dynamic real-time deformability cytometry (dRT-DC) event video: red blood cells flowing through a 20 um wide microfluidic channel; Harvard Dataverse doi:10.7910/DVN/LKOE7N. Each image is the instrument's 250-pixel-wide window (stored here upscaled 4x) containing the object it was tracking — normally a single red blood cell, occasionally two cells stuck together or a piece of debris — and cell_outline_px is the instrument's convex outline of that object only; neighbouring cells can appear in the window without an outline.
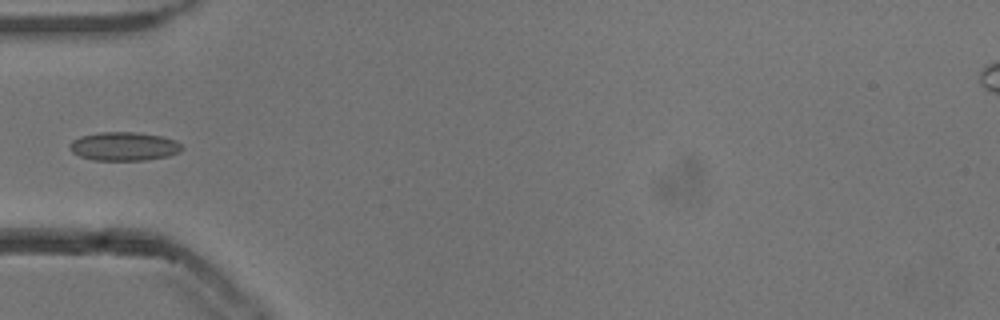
{"species": "common noctule bat (a hibernating species)", "species_latin": "Nyctalus noctula", "temperature_condition": "cold", "stored_images_in_passage": 1, "camera_frame_rate_fps": 3000, "um_per_image_px": 0.085, "animal": {"sex": "male", "body_mass_g": 13.3}, "frame": {"image": 1, "passage_image": 1, "time_ms": 0.0, "image_size_px": [1000, 320], "cell_outline_px": [[184, 148], [180, 152], [168, 156], [144, 160], [92, 160], [80, 156], [72, 152], [68, 148], [68, 144], [72, 140], [80, 136], [100, 132], [136, 132], [164, 136], [176, 140]], "centroid_in_image_um": [10.53, 12.43], "position_along_channel_um": 74.5, "area_um2": 18.96}}